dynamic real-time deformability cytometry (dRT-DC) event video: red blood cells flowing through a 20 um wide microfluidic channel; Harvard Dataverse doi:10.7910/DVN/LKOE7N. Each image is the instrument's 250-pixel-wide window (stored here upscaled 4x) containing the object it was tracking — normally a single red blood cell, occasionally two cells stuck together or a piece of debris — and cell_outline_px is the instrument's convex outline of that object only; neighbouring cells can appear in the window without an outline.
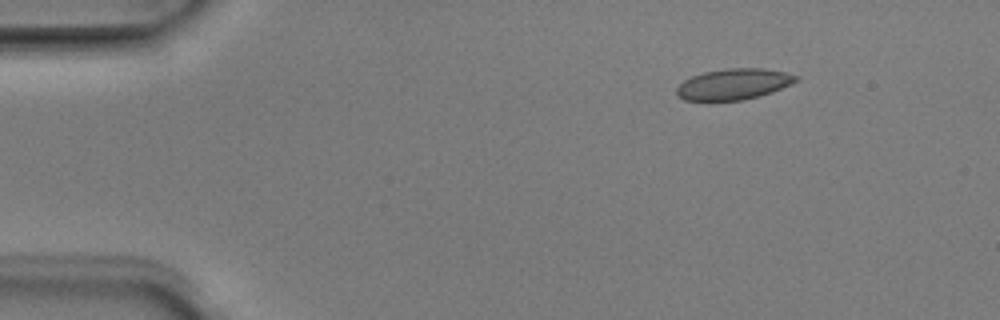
{"species": "Egyptian fruit bat (a non-hibernating species)", "species_latin": "Rousettus aegyptiacus", "temperature_condition": "room temperature", "stored_images_in_passage": 6, "camera_frame_rate_fps": 3000, "um_per_image_px": 0.085, "animal": {"sex": "male"}, "frame": {"image": 1, "passage_image": 2, "time_ms": 0.333, "image_size_px": [1000, 320], "cell_outline_px": [[800, 80], [792, 84], [772, 92], [760, 96], [740, 100], [684, 100], [676, 96], [676, 88], [684, 80], [692, 76], [704, 72], [728, 68], [764, 68], [784, 72], [800, 76]], "centroid_in_image_um": [62.39, 7.15], "position_along_channel_um": 22.6, "area_um2": 21.62}}
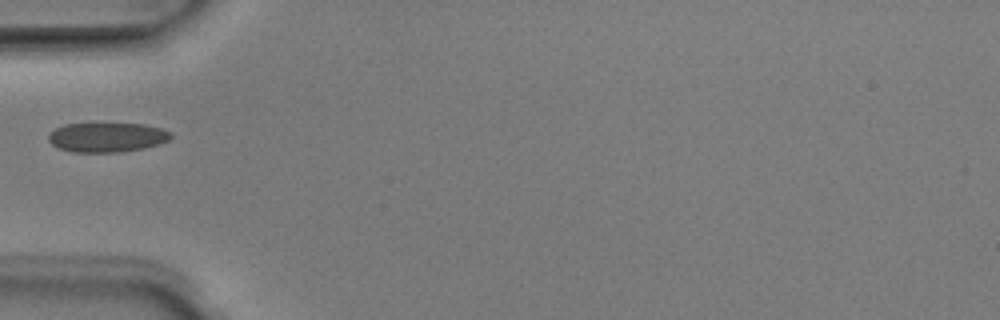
{"frame": {"image": 2, "passage_image": 5, "time_ms": 1.333, "image_size_px": [1000, 320], "cell_outline_px": [[172, 136], [168, 140], [160, 144], [144, 148], [120, 152], [72, 152], [60, 148], [52, 144], [48, 140], [48, 136], [56, 128], [64, 124], [144, 124], [160, 128], [172, 132]], "centroid_in_image_um": [9.12, 11.67], "position_along_channel_um": 75.9, "area_um2": 20.92}}
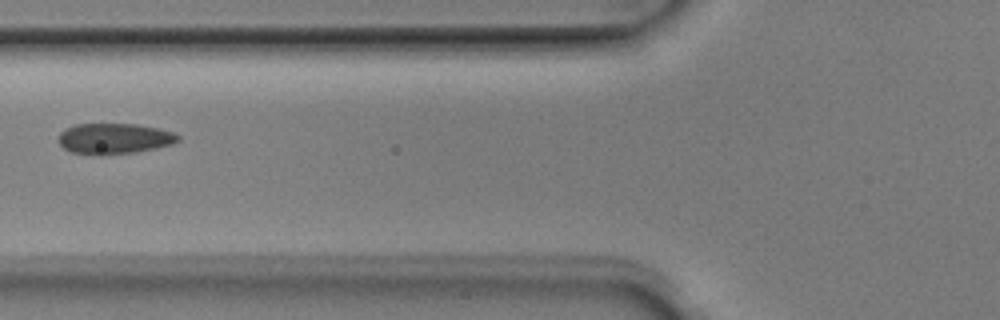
{"frame": {"image": 3, "passage_image": 6, "time_ms": 1.667, "image_size_px": [1000, 320], "cell_outline_px": [[180, 140], [172, 144], [156, 148], [136, 152], [100, 156], [96, 156], [72, 152], [64, 148], [56, 140], [60, 132], [64, 128], [76, 124], [136, 124], [160, 128], [172, 132], [180, 136]], "centroid_in_image_um": [9.68, 11.79], "position_along_channel_um": 116.1, "area_um2": 21.79}}